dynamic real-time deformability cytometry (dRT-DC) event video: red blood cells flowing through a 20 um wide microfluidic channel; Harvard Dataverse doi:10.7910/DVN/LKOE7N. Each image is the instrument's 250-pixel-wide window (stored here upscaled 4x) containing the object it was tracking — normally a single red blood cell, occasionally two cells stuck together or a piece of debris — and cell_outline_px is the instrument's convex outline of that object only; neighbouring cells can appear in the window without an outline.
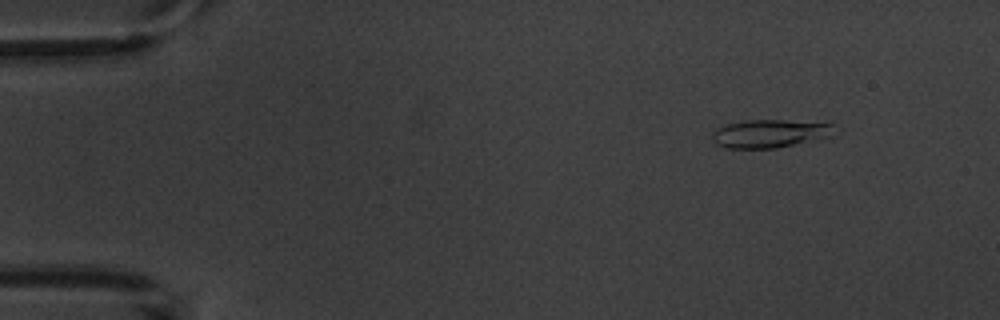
{"species": "common noctule bat (a hibernating species)", "species_latin": "Nyctalus noctula", "temperature_condition": "warm", "stored_images_in_passage": 4, "camera_frame_rate_fps": 3000, "um_per_image_px": 0.085, "animal": {"sex": "male", "body_mass_g": 20.1, "forearm_length_mm": 53.5}, "frame": {"image": 1, "passage_image": 1, "time_ms": 0.0, "image_size_px": [1000, 320], "cell_outline_px": [[832, 124], [824, 136], [776, 148], [724, 148], [716, 144], [712, 140], [712, 132], [716, 128], [724, 124], [744, 120], [784, 120]], "centroid_in_image_um": [65.17, 11.34], "position_along_channel_um": 19.8, "area_um2": 19.25}}